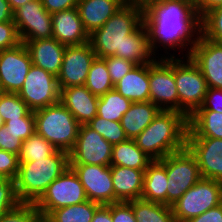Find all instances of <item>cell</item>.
Returning a JSON list of instances; mask_svg holds the SVG:
<instances>
[{"mask_svg": "<svg viewBox=\"0 0 222 222\" xmlns=\"http://www.w3.org/2000/svg\"><path fill=\"white\" fill-rule=\"evenodd\" d=\"M31 110L17 93H4L0 97V116L3 123L9 120L23 119Z\"/></svg>", "mask_w": 222, "mask_h": 222, "instance_id": "34", "label": "cell"}, {"mask_svg": "<svg viewBox=\"0 0 222 222\" xmlns=\"http://www.w3.org/2000/svg\"><path fill=\"white\" fill-rule=\"evenodd\" d=\"M88 200L85 189L75 172L68 167L57 179L50 183L45 193L35 203L44 219L52 210L80 204Z\"/></svg>", "mask_w": 222, "mask_h": 222, "instance_id": "9", "label": "cell"}, {"mask_svg": "<svg viewBox=\"0 0 222 222\" xmlns=\"http://www.w3.org/2000/svg\"><path fill=\"white\" fill-rule=\"evenodd\" d=\"M13 21V11L7 0H0V22Z\"/></svg>", "mask_w": 222, "mask_h": 222, "instance_id": "50", "label": "cell"}, {"mask_svg": "<svg viewBox=\"0 0 222 222\" xmlns=\"http://www.w3.org/2000/svg\"><path fill=\"white\" fill-rule=\"evenodd\" d=\"M149 88V63L136 65L114 85V90L131 102L150 101Z\"/></svg>", "mask_w": 222, "mask_h": 222, "instance_id": "24", "label": "cell"}, {"mask_svg": "<svg viewBox=\"0 0 222 222\" xmlns=\"http://www.w3.org/2000/svg\"><path fill=\"white\" fill-rule=\"evenodd\" d=\"M202 72L208 88L222 89V44L201 34L189 55Z\"/></svg>", "mask_w": 222, "mask_h": 222, "instance_id": "17", "label": "cell"}, {"mask_svg": "<svg viewBox=\"0 0 222 222\" xmlns=\"http://www.w3.org/2000/svg\"><path fill=\"white\" fill-rule=\"evenodd\" d=\"M150 101L164 111L179 112L174 78V56L164 55L149 63Z\"/></svg>", "mask_w": 222, "mask_h": 222, "instance_id": "10", "label": "cell"}, {"mask_svg": "<svg viewBox=\"0 0 222 222\" xmlns=\"http://www.w3.org/2000/svg\"><path fill=\"white\" fill-rule=\"evenodd\" d=\"M167 173V205L172 206L202 177L196 157L186 147L159 160Z\"/></svg>", "mask_w": 222, "mask_h": 222, "instance_id": "7", "label": "cell"}, {"mask_svg": "<svg viewBox=\"0 0 222 222\" xmlns=\"http://www.w3.org/2000/svg\"><path fill=\"white\" fill-rule=\"evenodd\" d=\"M167 183L166 167L154 160L145 169L141 199L167 205Z\"/></svg>", "mask_w": 222, "mask_h": 222, "instance_id": "26", "label": "cell"}, {"mask_svg": "<svg viewBox=\"0 0 222 222\" xmlns=\"http://www.w3.org/2000/svg\"><path fill=\"white\" fill-rule=\"evenodd\" d=\"M41 220V214L33 203H20L0 216V222H40Z\"/></svg>", "mask_w": 222, "mask_h": 222, "instance_id": "37", "label": "cell"}, {"mask_svg": "<svg viewBox=\"0 0 222 222\" xmlns=\"http://www.w3.org/2000/svg\"><path fill=\"white\" fill-rule=\"evenodd\" d=\"M11 7V10L14 12L20 6H23L25 3L33 1V0H7Z\"/></svg>", "mask_w": 222, "mask_h": 222, "instance_id": "51", "label": "cell"}, {"mask_svg": "<svg viewBox=\"0 0 222 222\" xmlns=\"http://www.w3.org/2000/svg\"><path fill=\"white\" fill-rule=\"evenodd\" d=\"M13 22L22 43L53 37L52 17L41 0H33L13 12Z\"/></svg>", "mask_w": 222, "mask_h": 222, "instance_id": "12", "label": "cell"}, {"mask_svg": "<svg viewBox=\"0 0 222 222\" xmlns=\"http://www.w3.org/2000/svg\"><path fill=\"white\" fill-rule=\"evenodd\" d=\"M115 202L141 199L145 170L110 165Z\"/></svg>", "mask_w": 222, "mask_h": 222, "instance_id": "23", "label": "cell"}, {"mask_svg": "<svg viewBox=\"0 0 222 222\" xmlns=\"http://www.w3.org/2000/svg\"><path fill=\"white\" fill-rule=\"evenodd\" d=\"M44 8L50 13L65 11L77 7L79 0H41Z\"/></svg>", "mask_w": 222, "mask_h": 222, "instance_id": "46", "label": "cell"}, {"mask_svg": "<svg viewBox=\"0 0 222 222\" xmlns=\"http://www.w3.org/2000/svg\"><path fill=\"white\" fill-rule=\"evenodd\" d=\"M112 222H137L129 202L119 201L111 204Z\"/></svg>", "mask_w": 222, "mask_h": 222, "instance_id": "44", "label": "cell"}, {"mask_svg": "<svg viewBox=\"0 0 222 222\" xmlns=\"http://www.w3.org/2000/svg\"><path fill=\"white\" fill-rule=\"evenodd\" d=\"M131 101L123 97L116 90H110L99 97L97 104V116L108 120L120 122L128 111Z\"/></svg>", "mask_w": 222, "mask_h": 222, "instance_id": "31", "label": "cell"}, {"mask_svg": "<svg viewBox=\"0 0 222 222\" xmlns=\"http://www.w3.org/2000/svg\"><path fill=\"white\" fill-rule=\"evenodd\" d=\"M222 203V182L201 178L171 207L176 222H186Z\"/></svg>", "mask_w": 222, "mask_h": 222, "instance_id": "8", "label": "cell"}, {"mask_svg": "<svg viewBox=\"0 0 222 222\" xmlns=\"http://www.w3.org/2000/svg\"><path fill=\"white\" fill-rule=\"evenodd\" d=\"M5 92L3 91V88L1 86V83H0V97L4 94Z\"/></svg>", "mask_w": 222, "mask_h": 222, "instance_id": "53", "label": "cell"}, {"mask_svg": "<svg viewBox=\"0 0 222 222\" xmlns=\"http://www.w3.org/2000/svg\"><path fill=\"white\" fill-rule=\"evenodd\" d=\"M21 43L13 21L0 22V51L13 48Z\"/></svg>", "mask_w": 222, "mask_h": 222, "instance_id": "42", "label": "cell"}, {"mask_svg": "<svg viewBox=\"0 0 222 222\" xmlns=\"http://www.w3.org/2000/svg\"><path fill=\"white\" fill-rule=\"evenodd\" d=\"M19 163L15 179L18 199L21 203L35 204L50 183L69 167V153L57 149L45 159Z\"/></svg>", "mask_w": 222, "mask_h": 222, "instance_id": "4", "label": "cell"}, {"mask_svg": "<svg viewBox=\"0 0 222 222\" xmlns=\"http://www.w3.org/2000/svg\"><path fill=\"white\" fill-rule=\"evenodd\" d=\"M4 126L8 131L25 141L36 131L34 111H31L23 119L9 120L4 123Z\"/></svg>", "mask_w": 222, "mask_h": 222, "instance_id": "39", "label": "cell"}, {"mask_svg": "<svg viewBox=\"0 0 222 222\" xmlns=\"http://www.w3.org/2000/svg\"><path fill=\"white\" fill-rule=\"evenodd\" d=\"M153 161L136 145L134 139H127L112 146L111 165L145 170Z\"/></svg>", "mask_w": 222, "mask_h": 222, "instance_id": "27", "label": "cell"}, {"mask_svg": "<svg viewBox=\"0 0 222 222\" xmlns=\"http://www.w3.org/2000/svg\"><path fill=\"white\" fill-rule=\"evenodd\" d=\"M174 56V78L179 98V112L188 118L202 105L207 83L197 65L188 57ZM186 59V61H185Z\"/></svg>", "mask_w": 222, "mask_h": 222, "instance_id": "6", "label": "cell"}, {"mask_svg": "<svg viewBox=\"0 0 222 222\" xmlns=\"http://www.w3.org/2000/svg\"><path fill=\"white\" fill-rule=\"evenodd\" d=\"M123 5L121 0H79L77 9L83 27L90 35L101 28Z\"/></svg>", "mask_w": 222, "mask_h": 222, "instance_id": "22", "label": "cell"}, {"mask_svg": "<svg viewBox=\"0 0 222 222\" xmlns=\"http://www.w3.org/2000/svg\"><path fill=\"white\" fill-rule=\"evenodd\" d=\"M95 58L96 54L90 42L66 46L61 69L57 76L59 89L85 85Z\"/></svg>", "mask_w": 222, "mask_h": 222, "instance_id": "15", "label": "cell"}, {"mask_svg": "<svg viewBox=\"0 0 222 222\" xmlns=\"http://www.w3.org/2000/svg\"><path fill=\"white\" fill-rule=\"evenodd\" d=\"M3 125H4V123H3L2 118L0 116V127L3 126Z\"/></svg>", "mask_w": 222, "mask_h": 222, "instance_id": "54", "label": "cell"}, {"mask_svg": "<svg viewBox=\"0 0 222 222\" xmlns=\"http://www.w3.org/2000/svg\"><path fill=\"white\" fill-rule=\"evenodd\" d=\"M31 57L32 64L48 73L58 76L66 45L56 39H39L24 43Z\"/></svg>", "mask_w": 222, "mask_h": 222, "instance_id": "21", "label": "cell"}, {"mask_svg": "<svg viewBox=\"0 0 222 222\" xmlns=\"http://www.w3.org/2000/svg\"><path fill=\"white\" fill-rule=\"evenodd\" d=\"M91 222H112L111 204L100 205L96 209Z\"/></svg>", "mask_w": 222, "mask_h": 222, "instance_id": "49", "label": "cell"}, {"mask_svg": "<svg viewBox=\"0 0 222 222\" xmlns=\"http://www.w3.org/2000/svg\"><path fill=\"white\" fill-rule=\"evenodd\" d=\"M31 111L60 102L57 77L32 64L22 88L17 93Z\"/></svg>", "mask_w": 222, "mask_h": 222, "instance_id": "11", "label": "cell"}, {"mask_svg": "<svg viewBox=\"0 0 222 222\" xmlns=\"http://www.w3.org/2000/svg\"><path fill=\"white\" fill-rule=\"evenodd\" d=\"M192 2L200 18L211 9L222 5V0H192Z\"/></svg>", "mask_w": 222, "mask_h": 222, "instance_id": "48", "label": "cell"}, {"mask_svg": "<svg viewBox=\"0 0 222 222\" xmlns=\"http://www.w3.org/2000/svg\"><path fill=\"white\" fill-rule=\"evenodd\" d=\"M38 134L58 150L70 152L75 146L80 124L61 103L34 111Z\"/></svg>", "mask_w": 222, "mask_h": 222, "instance_id": "5", "label": "cell"}, {"mask_svg": "<svg viewBox=\"0 0 222 222\" xmlns=\"http://www.w3.org/2000/svg\"><path fill=\"white\" fill-rule=\"evenodd\" d=\"M186 222H222V203L199 216L188 219Z\"/></svg>", "mask_w": 222, "mask_h": 222, "instance_id": "47", "label": "cell"}, {"mask_svg": "<svg viewBox=\"0 0 222 222\" xmlns=\"http://www.w3.org/2000/svg\"><path fill=\"white\" fill-rule=\"evenodd\" d=\"M201 35L222 44V5L211 9L200 18Z\"/></svg>", "mask_w": 222, "mask_h": 222, "instance_id": "36", "label": "cell"}, {"mask_svg": "<svg viewBox=\"0 0 222 222\" xmlns=\"http://www.w3.org/2000/svg\"><path fill=\"white\" fill-rule=\"evenodd\" d=\"M161 109L151 101L132 102L120 120L128 139H135L160 113Z\"/></svg>", "mask_w": 222, "mask_h": 222, "instance_id": "25", "label": "cell"}, {"mask_svg": "<svg viewBox=\"0 0 222 222\" xmlns=\"http://www.w3.org/2000/svg\"><path fill=\"white\" fill-rule=\"evenodd\" d=\"M32 66L24 43L0 51V83L6 93H18Z\"/></svg>", "mask_w": 222, "mask_h": 222, "instance_id": "16", "label": "cell"}, {"mask_svg": "<svg viewBox=\"0 0 222 222\" xmlns=\"http://www.w3.org/2000/svg\"><path fill=\"white\" fill-rule=\"evenodd\" d=\"M89 42L97 58L116 56L136 65L158 58L151 50L143 4H124L101 28L89 35Z\"/></svg>", "mask_w": 222, "mask_h": 222, "instance_id": "1", "label": "cell"}, {"mask_svg": "<svg viewBox=\"0 0 222 222\" xmlns=\"http://www.w3.org/2000/svg\"><path fill=\"white\" fill-rule=\"evenodd\" d=\"M188 117L178 111H164L134 139L153 160H161L186 148Z\"/></svg>", "mask_w": 222, "mask_h": 222, "instance_id": "3", "label": "cell"}, {"mask_svg": "<svg viewBox=\"0 0 222 222\" xmlns=\"http://www.w3.org/2000/svg\"><path fill=\"white\" fill-rule=\"evenodd\" d=\"M196 111L222 113V89L208 88L202 105Z\"/></svg>", "mask_w": 222, "mask_h": 222, "instance_id": "45", "label": "cell"}, {"mask_svg": "<svg viewBox=\"0 0 222 222\" xmlns=\"http://www.w3.org/2000/svg\"><path fill=\"white\" fill-rule=\"evenodd\" d=\"M100 204L87 200L80 204L52 210L43 220L45 222H91Z\"/></svg>", "mask_w": 222, "mask_h": 222, "instance_id": "30", "label": "cell"}, {"mask_svg": "<svg viewBox=\"0 0 222 222\" xmlns=\"http://www.w3.org/2000/svg\"><path fill=\"white\" fill-rule=\"evenodd\" d=\"M53 38L66 46L89 42L77 7L51 14Z\"/></svg>", "mask_w": 222, "mask_h": 222, "instance_id": "19", "label": "cell"}, {"mask_svg": "<svg viewBox=\"0 0 222 222\" xmlns=\"http://www.w3.org/2000/svg\"><path fill=\"white\" fill-rule=\"evenodd\" d=\"M106 62V66L113 82V85L118 83L128 72H130L136 64L130 60L111 56L103 58Z\"/></svg>", "mask_w": 222, "mask_h": 222, "instance_id": "40", "label": "cell"}, {"mask_svg": "<svg viewBox=\"0 0 222 222\" xmlns=\"http://www.w3.org/2000/svg\"><path fill=\"white\" fill-rule=\"evenodd\" d=\"M124 4H143V0H121Z\"/></svg>", "mask_w": 222, "mask_h": 222, "instance_id": "52", "label": "cell"}, {"mask_svg": "<svg viewBox=\"0 0 222 222\" xmlns=\"http://www.w3.org/2000/svg\"><path fill=\"white\" fill-rule=\"evenodd\" d=\"M57 148L43 138L36 131L21 146L19 162H29L39 159H45L52 155Z\"/></svg>", "mask_w": 222, "mask_h": 222, "instance_id": "33", "label": "cell"}, {"mask_svg": "<svg viewBox=\"0 0 222 222\" xmlns=\"http://www.w3.org/2000/svg\"><path fill=\"white\" fill-rule=\"evenodd\" d=\"M99 97L85 85L60 89V102L71 112L80 125L88 124L97 115Z\"/></svg>", "mask_w": 222, "mask_h": 222, "instance_id": "20", "label": "cell"}, {"mask_svg": "<svg viewBox=\"0 0 222 222\" xmlns=\"http://www.w3.org/2000/svg\"><path fill=\"white\" fill-rule=\"evenodd\" d=\"M137 222H176L171 206L136 199L128 201Z\"/></svg>", "mask_w": 222, "mask_h": 222, "instance_id": "29", "label": "cell"}, {"mask_svg": "<svg viewBox=\"0 0 222 222\" xmlns=\"http://www.w3.org/2000/svg\"><path fill=\"white\" fill-rule=\"evenodd\" d=\"M86 88L95 96H102L114 89L106 62L103 58H95L85 82Z\"/></svg>", "mask_w": 222, "mask_h": 222, "instance_id": "32", "label": "cell"}, {"mask_svg": "<svg viewBox=\"0 0 222 222\" xmlns=\"http://www.w3.org/2000/svg\"><path fill=\"white\" fill-rule=\"evenodd\" d=\"M112 145L87 124L80 125L75 146L69 152V164L110 166Z\"/></svg>", "mask_w": 222, "mask_h": 222, "instance_id": "13", "label": "cell"}, {"mask_svg": "<svg viewBox=\"0 0 222 222\" xmlns=\"http://www.w3.org/2000/svg\"><path fill=\"white\" fill-rule=\"evenodd\" d=\"M23 140L14 135L3 125L0 127V149L13 154H20Z\"/></svg>", "mask_w": 222, "mask_h": 222, "instance_id": "43", "label": "cell"}, {"mask_svg": "<svg viewBox=\"0 0 222 222\" xmlns=\"http://www.w3.org/2000/svg\"><path fill=\"white\" fill-rule=\"evenodd\" d=\"M186 147L196 157L202 178L222 182V139L187 137Z\"/></svg>", "mask_w": 222, "mask_h": 222, "instance_id": "18", "label": "cell"}, {"mask_svg": "<svg viewBox=\"0 0 222 222\" xmlns=\"http://www.w3.org/2000/svg\"><path fill=\"white\" fill-rule=\"evenodd\" d=\"M87 125L112 146L128 139L120 122L108 121L96 115Z\"/></svg>", "mask_w": 222, "mask_h": 222, "instance_id": "35", "label": "cell"}, {"mask_svg": "<svg viewBox=\"0 0 222 222\" xmlns=\"http://www.w3.org/2000/svg\"><path fill=\"white\" fill-rule=\"evenodd\" d=\"M19 164L17 154L0 149V176L15 181L19 171Z\"/></svg>", "mask_w": 222, "mask_h": 222, "instance_id": "41", "label": "cell"}, {"mask_svg": "<svg viewBox=\"0 0 222 222\" xmlns=\"http://www.w3.org/2000/svg\"><path fill=\"white\" fill-rule=\"evenodd\" d=\"M187 137L222 139V113L215 111H195L188 118Z\"/></svg>", "mask_w": 222, "mask_h": 222, "instance_id": "28", "label": "cell"}, {"mask_svg": "<svg viewBox=\"0 0 222 222\" xmlns=\"http://www.w3.org/2000/svg\"><path fill=\"white\" fill-rule=\"evenodd\" d=\"M85 189L88 200L100 205L115 203L111 167L89 164H69Z\"/></svg>", "mask_w": 222, "mask_h": 222, "instance_id": "14", "label": "cell"}, {"mask_svg": "<svg viewBox=\"0 0 222 222\" xmlns=\"http://www.w3.org/2000/svg\"><path fill=\"white\" fill-rule=\"evenodd\" d=\"M143 5L152 52H158L160 46L165 54L179 49L180 57V52L189 45L182 56L188 57L201 34L200 17L192 0H149Z\"/></svg>", "mask_w": 222, "mask_h": 222, "instance_id": "2", "label": "cell"}, {"mask_svg": "<svg viewBox=\"0 0 222 222\" xmlns=\"http://www.w3.org/2000/svg\"><path fill=\"white\" fill-rule=\"evenodd\" d=\"M15 181L0 176V216L20 204Z\"/></svg>", "mask_w": 222, "mask_h": 222, "instance_id": "38", "label": "cell"}]
</instances>
